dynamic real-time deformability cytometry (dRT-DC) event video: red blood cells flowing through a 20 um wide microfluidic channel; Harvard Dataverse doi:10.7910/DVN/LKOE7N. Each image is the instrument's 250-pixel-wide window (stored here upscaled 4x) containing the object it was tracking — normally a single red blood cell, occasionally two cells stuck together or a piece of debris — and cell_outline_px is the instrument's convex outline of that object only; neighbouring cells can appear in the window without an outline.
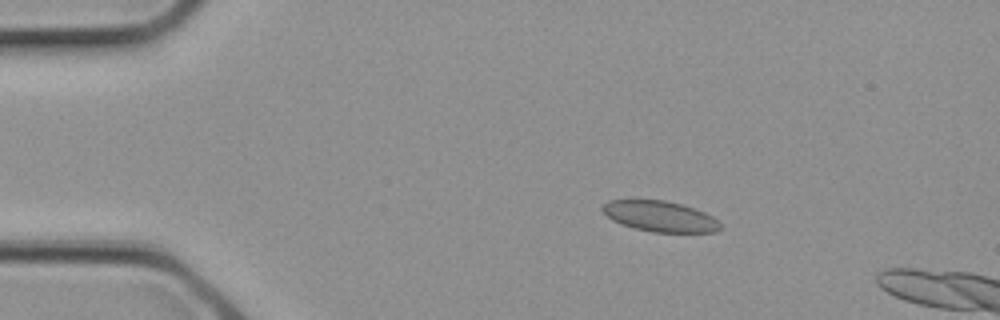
{"species": "common noctule bat (a hibernating species)", "species_latin": "Nyctalus noctula", "temperature_condition": "cold", "stored_images_in_passage": 3, "camera_frame_rate_fps": 3000, "um_per_image_px": 0.085, "animal": {"sex": "female", "body_mass_g": 21.9}, "frame": {"image": 1, "passage_image": 2, "time_ms": 0.333, "image_size_px": [1000, 320], "cell_outline_px": [[720, 228], [716, 232], [652, 232], [636, 228], [612, 220], [600, 208], [608, 200], [664, 200], [696, 208], [712, 216], [720, 224]], "centroid_in_image_um": [56.11, 18.38], "position_along_channel_um": 28.9, "area_um2": 20.81}}